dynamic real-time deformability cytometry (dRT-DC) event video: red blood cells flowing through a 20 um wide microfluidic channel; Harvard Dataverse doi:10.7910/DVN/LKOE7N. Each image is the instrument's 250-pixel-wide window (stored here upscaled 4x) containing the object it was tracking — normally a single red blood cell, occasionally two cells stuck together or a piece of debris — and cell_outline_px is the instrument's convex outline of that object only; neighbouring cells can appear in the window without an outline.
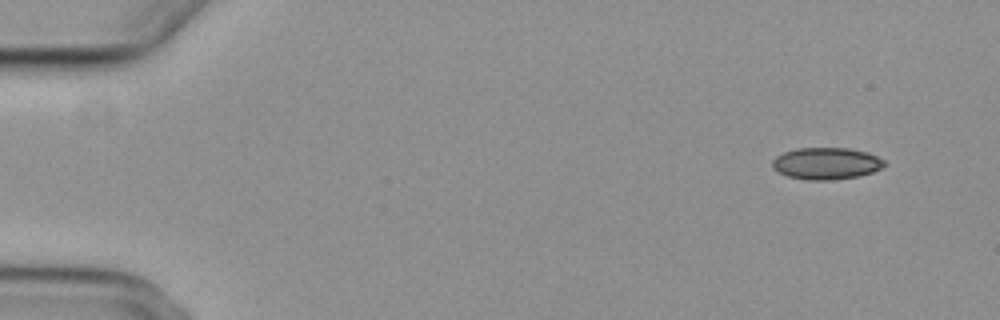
{"species": "common noctule bat (a hibernating species)", "species_latin": "Nyctalus noctula", "temperature_condition": "cold", "stored_images_in_passage": 6, "camera_frame_rate_fps": 3000, "um_per_image_px": 0.085, "animal": {"sex": "female", "body_mass_g": 29.2, "forearm_length_mm": 56.3}, "frame": {"image": 1, "passage_image": 1, "time_ms": 0.0, "image_size_px": [1000, 320], "cell_outline_px": [[888, 164], [872, 172], [856, 176], [832, 180], [808, 180], [788, 176], [772, 168], [772, 160], [776, 156], [784, 152], [796, 148], [848, 148], [868, 152], [884, 160]], "centroid_in_image_um": [70.23, 13.88], "position_along_channel_um": 14.8, "area_um2": 20.75}}
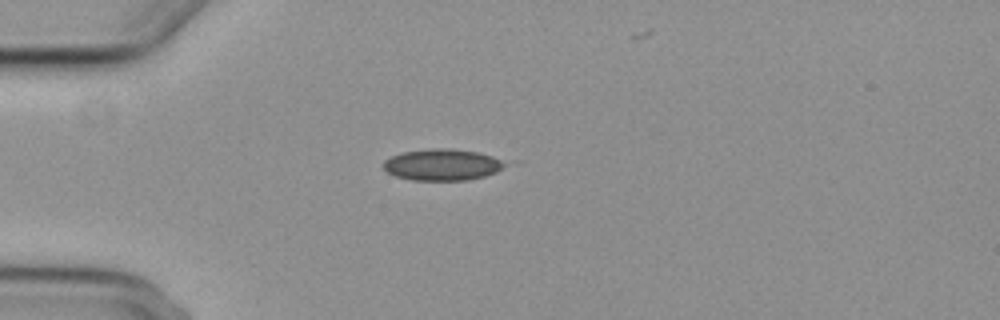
{"frame": {"image": 2, "passage_image": 4, "time_ms": 3.667, "image_size_px": [1000, 320], "cell_outline_px": [[504, 164], [496, 172], [484, 176], [468, 180], [412, 180], [396, 176], [388, 172], [384, 168], [384, 160], [392, 156], [404, 152], [432, 148], [452, 148], [476, 152], [492, 156], [500, 160]], "centroid_in_image_um": [37.55, 14.0], "position_along_channel_um": 47.4, "area_um2": 21.91}}
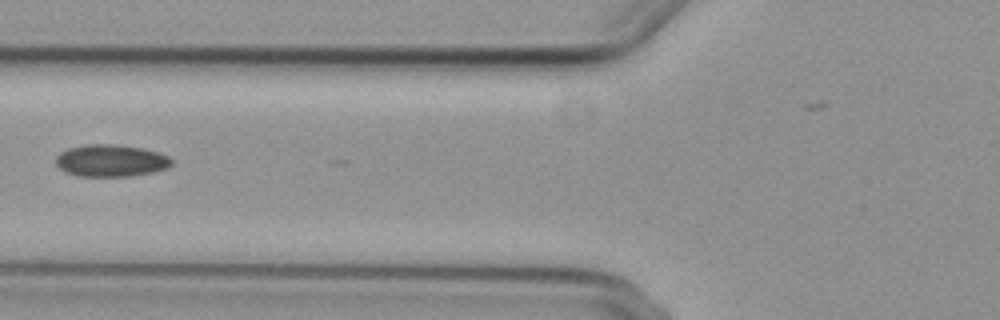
{"frame": {"image": 3, "passage_image": 6, "time_ms": 6.0, "image_size_px": [1000, 320], "cell_outline_px": [[172, 164], [168, 168], [152, 172], [128, 176], [80, 176], [64, 172], [56, 164], [56, 156], [60, 152], [68, 148], [88, 144], [116, 144], [144, 148], [160, 152], [168, 156], [172, 160]], "centroid_in_image_um": [9.43, 13.64], "position_along_channel_um": 116.4, "area_um2": 21.79}}